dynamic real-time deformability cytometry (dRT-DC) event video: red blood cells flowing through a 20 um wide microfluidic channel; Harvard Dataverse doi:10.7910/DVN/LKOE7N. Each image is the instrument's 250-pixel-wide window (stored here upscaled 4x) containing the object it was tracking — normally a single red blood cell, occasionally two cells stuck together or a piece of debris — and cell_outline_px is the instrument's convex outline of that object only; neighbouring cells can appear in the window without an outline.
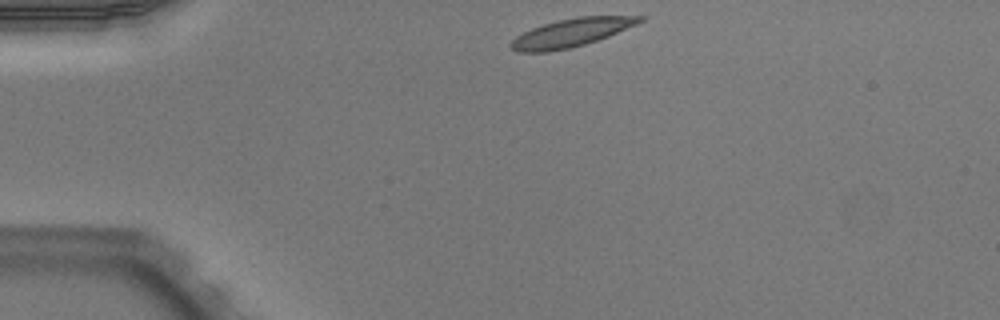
{"species": "Egyptian fruit bat (a non-hibernating species)", "species_latin": "Rousettus aegyptiacus", "temperature_condition": "warm", "stored_images_in_passage": 41, "camera_frame_rate_fps": 3000, "um_per_image_px": 0.085, "animal": {"sex": "male"}, "frame": {"image": 1, "passage_image": 1, "time_ms": 0.0, "image_size_px": [1000, 320], "cell_outline_px": [[644, 20], [636, 24], [608, 36], [584, 44], [568, 48], [548, 52], [516, 52], [508, 44], [516, 36], [532, 28], [556, 20], [576, 16], [644, 16]], "centroid_in_image_um": [48.52, 2.78], "position_along_channel_um": 36.5, "area_um2": 20.98}}
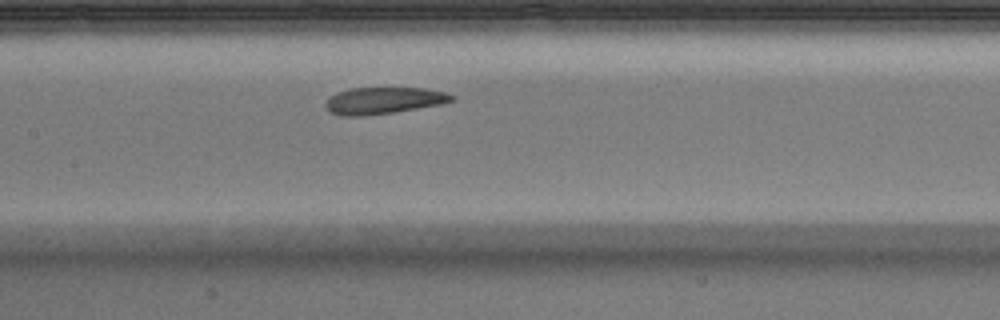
{"frame": {"image": 2, "passage_image": 15, "time_ms": 4.667, "image_size_px": [1000, 320], "cell_outline_px": [[456, 100], [440, 104], [368, 116], [340, 116], [328, 112], [324, 104], [328, 96], [336, 92], [348, 88], [424, 88], [444, 92], [452, 96]], "centroid_in_image_um": [32.5, 8.55], "position_along_channel_um": 174.9, "area_um2": 19.77}}
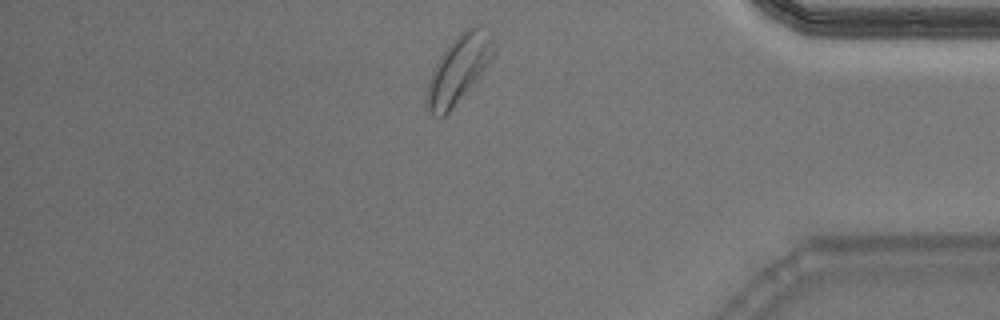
{"frame": {"image": 3, "passage_image": 34, "time_ms": 11.0, "image_size_px": [1000, 320], "cell_outline_px": [[496, 52], [488, 64], [448, 112], [440, 120], [432, 116], [428, 108], [428, 84], [436, 64], [440, 56], [456, 36], [464, 28], [472, 24], [480, 24], [492, 32], [496, 44]], "centroid_in_image_um": [39.06, 5.77], "position_along_channel_um": 396.1, "area_um2": 25.95}, "authors_computed_cell_mechanics": {"area_um2": 20.9814, "velocity_mm_per_s": 3.917, "shape_relaxation_time_tau1_ms": 5.9659, "shape_relaxation_time_tau2_ms": 2.2099, "deformation_change_tau1": 0.1727, "deformation_change_tau2": 0.0798}}